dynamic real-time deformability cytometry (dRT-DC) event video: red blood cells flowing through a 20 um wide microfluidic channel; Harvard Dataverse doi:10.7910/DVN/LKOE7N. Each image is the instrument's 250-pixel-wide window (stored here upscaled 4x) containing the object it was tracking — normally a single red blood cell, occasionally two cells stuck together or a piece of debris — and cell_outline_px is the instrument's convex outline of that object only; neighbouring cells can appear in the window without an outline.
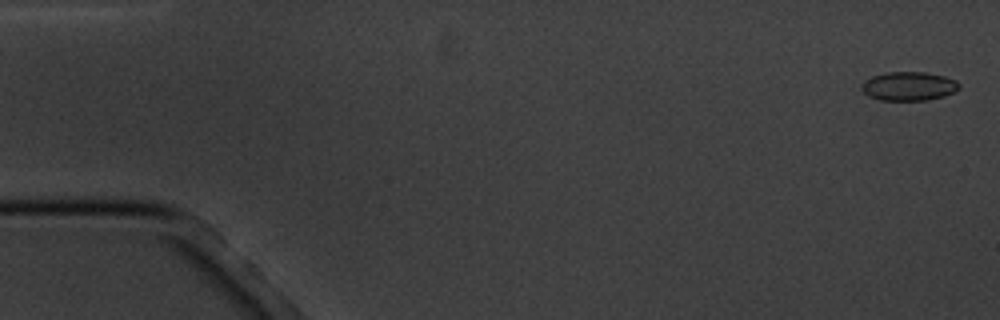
{"species": "common noctule bat (a hibernating species)", "species_latin": "Nyctalus noctula", "temperature_condition": "cold", "stored_images_in_passage": 5, "camera_frame_rate_fps": 3000, "um_per_image_px": 0.085, "animal": {"sex": "male", "body_mass_g": 20.1, "forearm_length_mm": 53.5}, "frame": {"image": 1, "passage_image": 1, "time_ms": 0.0, "image_size_px": [1000, 320], "cell_outline_px": [[960, 88], [944, 96], [924, 100], [880, 100], [868, 96], [860, 88], [860, 84], [864, 80], [872, 76], [888, 72], [924, 72], [944, 76], [956, 80], [960, 84]], "centroid_in_image_um": [77.21, 7.32], "position_along_channel_um": 7.8, "area_um2": 16.42}}
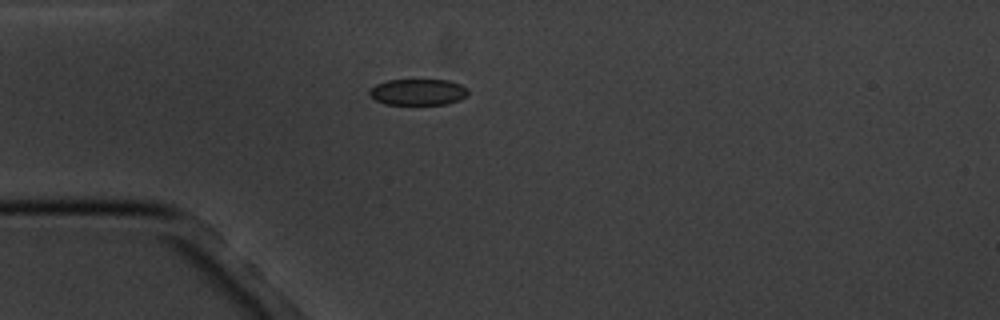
{"frame": {"image": 2, "passage_image": 5, "time_ms": 4.667, "image_size_px": [1000, 320], "cell_outline_px": [[468, 92], [460, 100], [448, 104], [384, 104], [376, 100], [368, 92], [376, 84], [388, 80], [448, 80], [460, 84], [468, 88]], "centroid_in_image_um": [35.55, 7.82], "position_along_channel_um": 49.5, "area_um2": 14.97}}